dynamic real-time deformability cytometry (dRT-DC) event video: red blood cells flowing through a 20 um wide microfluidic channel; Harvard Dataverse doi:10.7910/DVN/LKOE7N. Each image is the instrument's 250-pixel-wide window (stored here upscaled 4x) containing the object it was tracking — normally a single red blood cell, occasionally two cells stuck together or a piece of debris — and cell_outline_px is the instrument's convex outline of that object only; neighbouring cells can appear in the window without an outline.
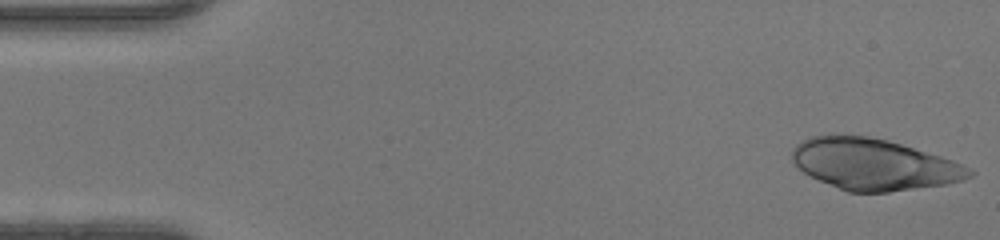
{"species": "human", "species_latin": "Homo sapiens", "temperature_condition": "warm", "stored_images_in_passage": 46, "camera_frame_rate_fps": 3000, "um_per_image_px": 0.085, "donor": {"sex": "female"}, "frame": {"image": 1, "passage_image": 1, "time_ms": 0.0, "image_size_px": [1000, 240], "cell_outline_px": [[976, 172], [972, 176], [964, 180], [948, 184], [888, 192], [848, 192], [820, 180], [804, 172], [792, 160], [792, 148], [800, 140], [812, 136], [832, 132], [868, 136], [888, 140], [940, 156], [952, 160]], "centroid_in_image_um": [74.24, 13.94], "position_along_channel_um": 10.8, "area_um2": 53.18}}
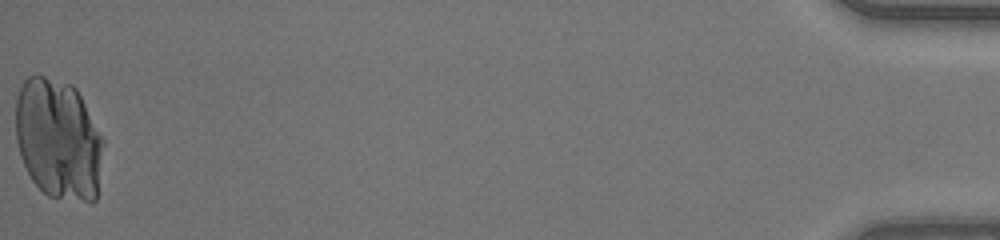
{"frame": {"image": 2, "passage_image": 46, "time_ms": 15.0, "image_size_px": [1000, 240], "cell_outline_px": [[104, 144], [96, 200], [92, 204], [48, 196], [32, 180], [20, 156], [16, 140], [16, 100], [20, 88], [24, 80], [28, 76], [36, 72], [72, 84], [76, 88], [104, 140]], "centroid_in_image_um": [4.96, 11.83], "position_along_channel_um": 430.2, "area_um2": 62.42}}